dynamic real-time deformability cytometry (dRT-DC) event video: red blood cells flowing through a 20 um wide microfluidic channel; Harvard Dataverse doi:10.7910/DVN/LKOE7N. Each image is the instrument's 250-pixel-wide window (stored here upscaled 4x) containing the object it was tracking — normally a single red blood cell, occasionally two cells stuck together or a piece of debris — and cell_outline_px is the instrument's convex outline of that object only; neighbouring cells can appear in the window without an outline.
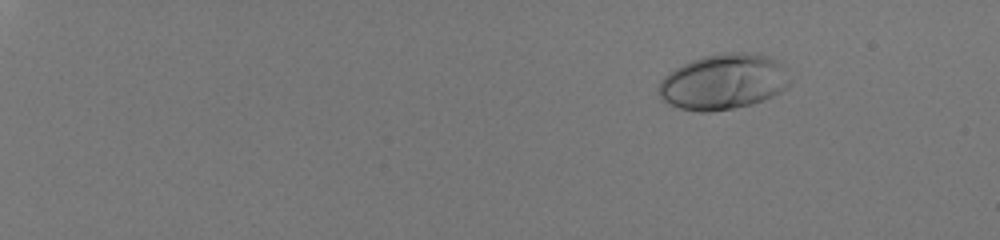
{"species": "human", "species_latin": "Homo sapiens", "temperature_condition": "room temperature", "stored_images_in_passage": 48, "camera_frame_rate_fps": 3000, "um_per_image_px": 0.085, "donor": {"sex": "male"}, "frame": {"image": 1, "passage_image": 1, "time_ms": 0.0, "image_size_px": [1000, 240], "cell_outline_px": [[792, 80], [780, 92], [764, 100], [752, 104], [712, 112], [700, 112], [680, 108], [668, 104], [660, 96], [660, 80], [668, 72], [692, 60], [704, 56], [724, 52], [752, 52], [768, 56], [784, 64]], "centroid_in_image_um": [61.53, 6.94], "position_along_channel_um": 23.5, "area_um2": 42.66}}
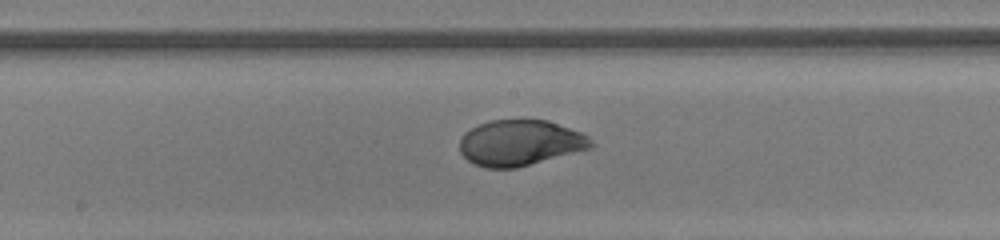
{"frame": {"image": 2, "passage_image": 28, "time_ms": 9.0, "image_size_px": [1000, 240], "cell_outline_px": [[596, 144], [592, 148], [516, 168], [484, 168], [472, 164], [460, 152], [460, 140], [464, 132], [480, 124], [492, 120], [548, 120], [580, 132], [588, 136]], "centroid_in_image_um": [44.21, 12.15], "position_along_channel_um": 204.0, "area_um2": 35.08}}
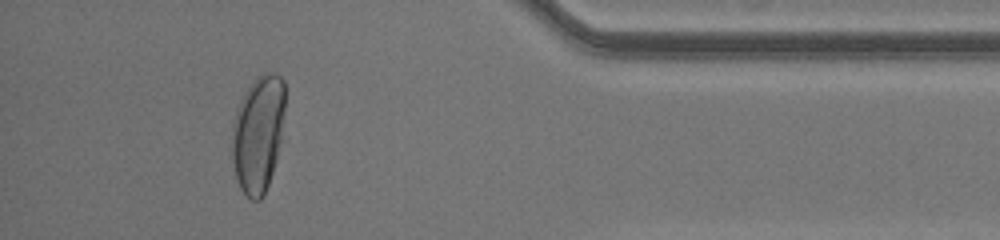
{"frame": {"image": 3, "passage_image": 45, "time_ms": 14.667, "image_size_px": [1000, 240], "cell_outline_px": [[284, 112], [280, 140], [276, 160], [268, 184], [260, 200], [252, 200], [240, 188], [236, 176], [232, 160], [232, 120], [236, 108], [244, 92], [252, 80], [256, 76], [264, 72], [272, 72], [280, 76], [284, 80]], "centroid_in_image_um": [21.92, 11.3], "position_along_channel_um": 413.3, "area_um2": 36.24}, "authors_computed_cell_mechanics": {"area_um2": 35.6048, "velocity_mm_per_s": 4.0969, "shape_relaxation_time_tau1_ms": 4.3499, "shape_relaxation_time_tau2_ms": null, "deformation_change_tau1": 0.2358, "deformation_change_tau2": null}}